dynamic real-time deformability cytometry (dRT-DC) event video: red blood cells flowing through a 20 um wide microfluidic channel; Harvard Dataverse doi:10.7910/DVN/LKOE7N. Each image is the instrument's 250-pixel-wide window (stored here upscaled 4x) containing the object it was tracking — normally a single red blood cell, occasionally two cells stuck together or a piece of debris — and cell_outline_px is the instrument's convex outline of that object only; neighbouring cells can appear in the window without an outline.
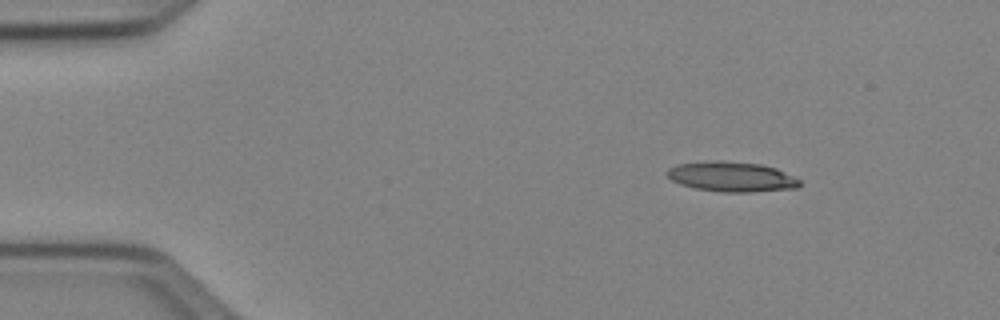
{"species": "Egyptian fruit bat (a non-hibernating species)", "species_latin": "Rousettus aegyptiacus", "temperature_condition": "cold", "stored_images_in_passage": 45, "camera_frame_rate_fps": 3000, "um_per_image_px": 0.085, "animal": {"sex": "female"}, "frame": {"image": 1, "passage_image": 1, "time_ms": 0.0, "image_size_px": [1000, 320], "cell_outline_px": [[800, 188], [748, 192], [724, 192], [696, 188], [680, 184], [672, 180], [664, 172], [668, 168], [676, 164], [716, 160], [720, 160], [760, 164], [776, 168], [800, 180]], "centroid_in_image_um": [62.17, 15.01], "position_along_channel_um": 22.8, "area_um2": 23.18}}
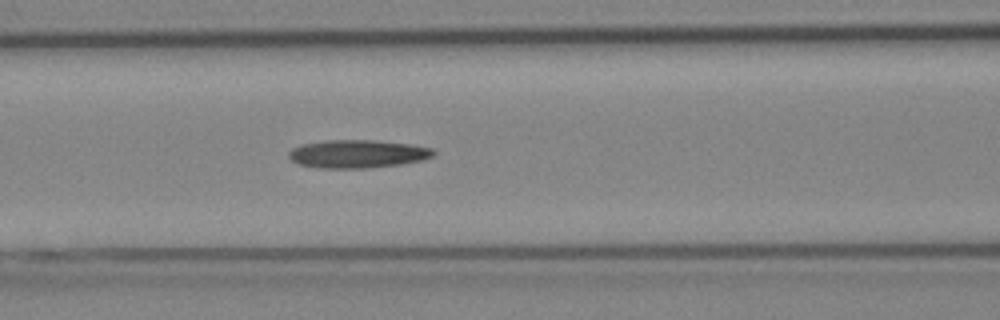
{"frame": {"image": 2, "passage_image": 16, "time_ms": 5.0, "image_size_px": [1000, 320], "cell_outline_px": [[436, 152], [432, 156], [420, 160], [400, 164], [368, 168], [320, 168], [300, 164], [292, 160], [288, 156], [288, 152], [292, 148], [300, 144], [328, 140], [372, 140], [408, 144], [432, 148]], "centroid_in_image_um": [30.35, 13.08], "position_along_channel_um": 136.2, "area_um2": 23.52}}
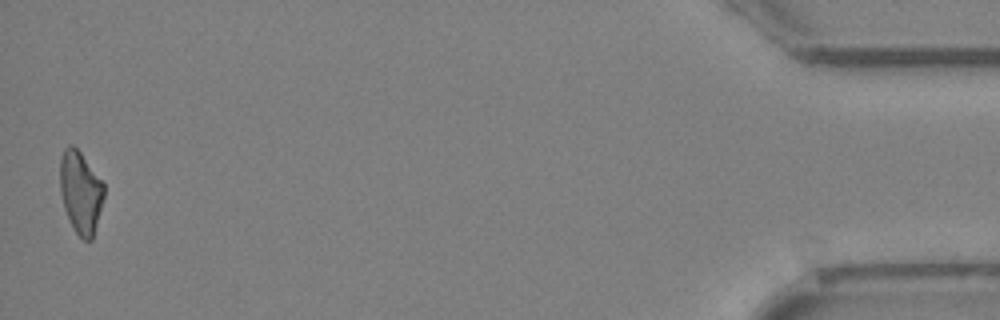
{"frame": {"image": 3, "passage_image": 45, "time_ms": 14.667, "image_size_px": [1000, 320], "cell_outline_px": [[104, 196], [92, 240], [84, 240], [76, 232], [64, 208], [60, 188], [60, 160], [64, 148], [68, 144], [72, 144], [80, 152], [104, 184]], "centroid_in_image_um": [6.84, 16.31], "position_along_channel_um": 428.4, "area_um2": 20.69}, "authors_computed_cell_mechanics": {"area_um2": 22.4264, "velocity_mm_per_s": 3.9617, "shape_relaxation_time_tau1_ms": null, "shape_relaxation_time_tau2_ms": 7.7966, "deformation_change_tau1": null, "deformation_change_tau2": 0.2383}}